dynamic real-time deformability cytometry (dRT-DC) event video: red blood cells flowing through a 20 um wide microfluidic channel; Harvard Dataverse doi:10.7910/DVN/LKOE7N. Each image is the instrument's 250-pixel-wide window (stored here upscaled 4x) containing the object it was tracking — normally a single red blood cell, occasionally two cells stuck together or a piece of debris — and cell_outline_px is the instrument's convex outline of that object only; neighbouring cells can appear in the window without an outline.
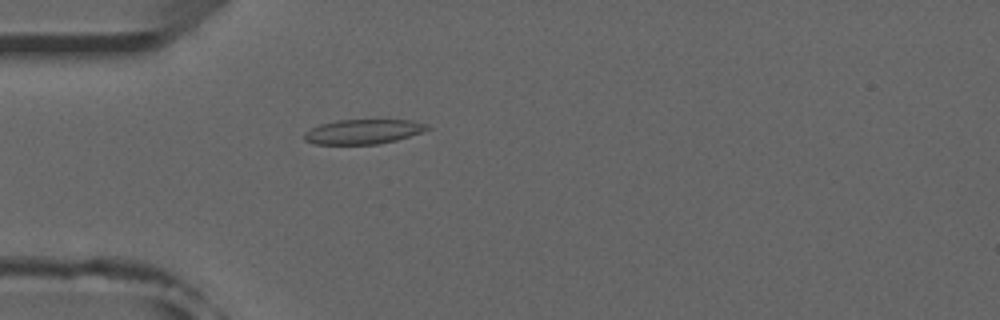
{"species": "common noctule bat (a hibernating species)", "species_latin": "Nyctalus noctula", "temperature_condition": "room temperature", "stored_images_in_passage": 38, "camera_frame_rate_fps": 3000, "um_per_image_px": 0.085, "animal": {"sex": "male", "forearm_length_mm": 52.5}, "frame": {"image": 1, "passage_image": 1, "time_ms": 0.0, "image_size_px": [1000, 320], "cell_outline_px": [[432, 128], [396, 140], [376, 144], [316, 144], [304, 140], [304, 132], [320, 124], [336, 120], [412, 120], [428, 124]], "centroid_in_image_um": [30.87, 11.18], "position_along_channel_um": 54.1, "area_um2": 17.57}}
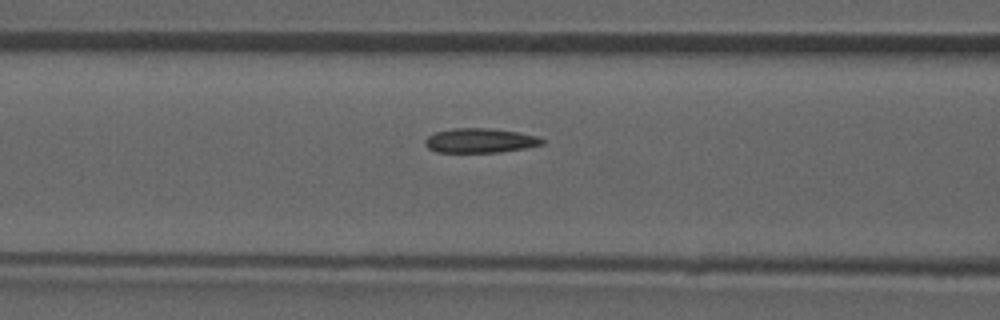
{"frame": {"image": 2, "passage_image": 7, "time_ms": 2.0, "image_size_px": [1000, 320], "cell_outline_px": [[544, 144], [524, 148], [500, 152], [436, 152], [428, 148], [424, 144], [424, 140], [428, 136], [436, 132], [452, 128], [488, 128], [516, 132], [536, 136], [544, 140]], "centroid_in_image_um": [40.76, 11.95], "position_along_channel_um": 125.8, "area_um2": 16.59}}
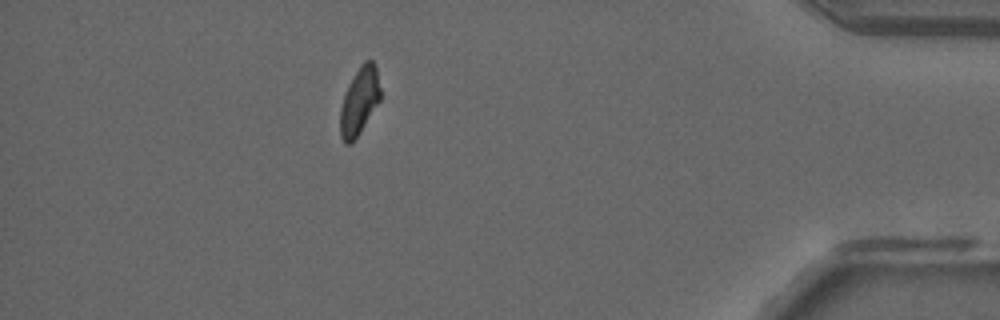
{"frame": {"image": 3, "passage_image": 32, "time_ms": 10.333, "image_size_px": [1000, 320], "cell_outline_px": [[380, 100], [360, 132], [352, 144], [344, 144], [340, 136], [340, 108], [348, 84], [360, 64], [364, 60], [372, 60], [376, 68], [380, 88]], "centroid_in_image_um": [30.53, 8.61], "position_along_channel_um": 404.7, "area_um2": 15.78}, "authors_computed_cell_mechanics": {"area_um2": 16.6464, "velocity_mm_per_s": 3.9283, "shape_relaxation_time_tau1_ms": null, "shape_relaxation_time_tau2_ms": 2.6841, "deformation_change_tau1": null, "deformation_change_tau2": 0.0766}}